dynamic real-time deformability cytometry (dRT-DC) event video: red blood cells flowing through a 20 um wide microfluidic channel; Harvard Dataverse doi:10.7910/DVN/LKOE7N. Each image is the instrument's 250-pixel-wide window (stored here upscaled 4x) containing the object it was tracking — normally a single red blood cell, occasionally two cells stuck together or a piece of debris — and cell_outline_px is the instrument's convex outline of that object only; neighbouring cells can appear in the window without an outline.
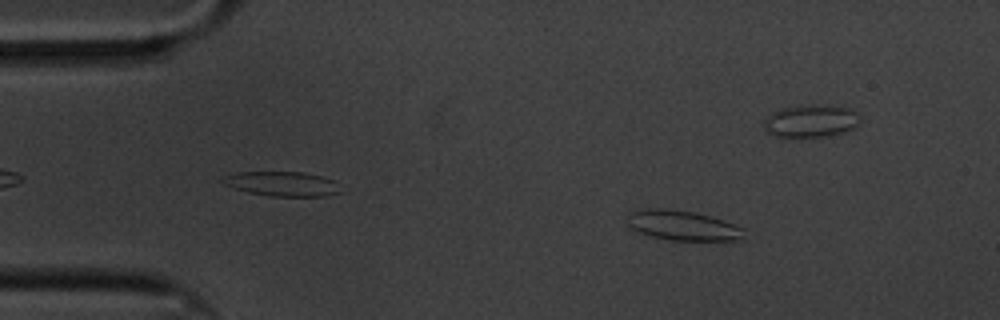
{"species": "common noctule bat (a hibernating species)", "species_latin": "Nyctalus noctula", "temperature_condition": "cold", "stored_images_in_passage": 60, "camera_frame_rate_fps": 3000, "um_per_image_px": 0.085, "animal": {"sex": "male", "body_mass_g": 20.1, "forearm_length_mm": 53.5}, "frame": {"image": 1, "passage_image": 9, "time_ms": 2.667, "image_size_px": [1000, 320], "cell_outline_px": [[744, 240], [668, 240], [652, 236], [640, 232], [632, 228], [628, 224], [628, 216], [632, 212], [648, 208], [660, 208], [692, 212], [708, 216], [744, 228]], "centroid_in_image_um": [58.04, 19.18], "position_along_channel_um": 27.0, "area_um2": 19.88}}
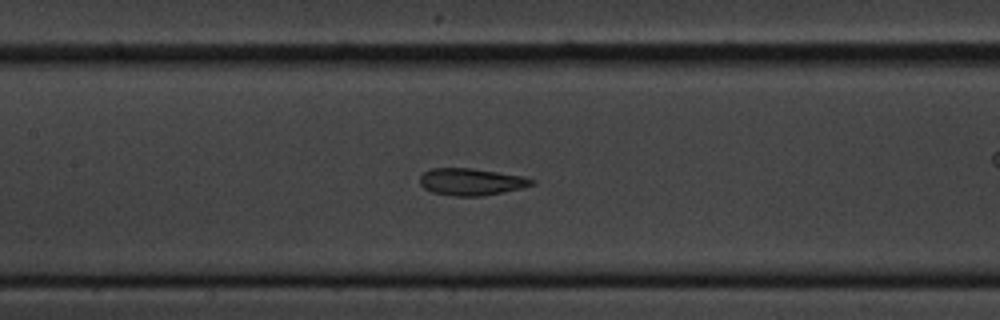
{"frame": {"image": 2, "passage_image": 27, "time_ms": 8.667, "image_size_px": [1000, 320], "cell_outline_px": [[536, 184], [504, 192], [480, 196], [452, 196], [432, 192], [424, 188], [420, 184], [420, 176], [424, 172], [432, 168], [472, 168], [524, 176], [536, 180]], "centroid_in_image_um": [40.07, 15.45], "position_along_channel_um": 167.3, "area_um2": 17.69}}
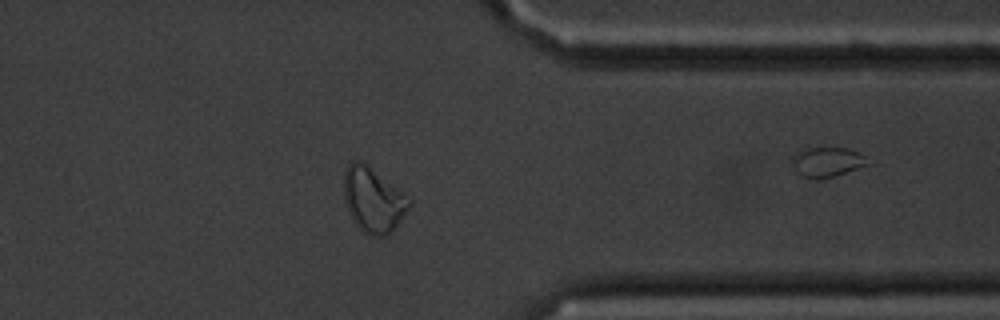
{"frame": {"image": 3, "passage_image": 47, "time_ms": 15.333, "image_size_px": [1000, 320], "cell_outline_px": [[412, 204], [392, 232], [384, 236], [372, 236], [364, 232], [352, 220], [344, 200], [344, 172], [348, 164], [352, 160], [360, 160], [412, 200]], "centroid_in_image_um": [31.71, 17.01], "position_along_channel_um": 379.7, "area_um2": 24.33}, "authors_computed_cell_mechanics": {"area_um2": 19.3341, "velocity_mm_per_s": 3.311, "shape_relaxation_time_tau1_ms": 8.7455, "shape_relaxation_time_tau2_ms": 2.8128, "deformation_change_tau1": 0.1657, "deformation_change_tau2": 0.0936}}